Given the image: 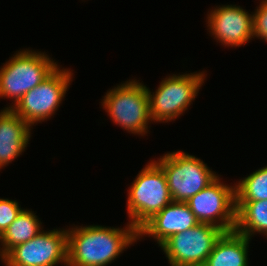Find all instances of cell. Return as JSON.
<instances>
[{
    "label": "cell",
    "mask_w": 267,
    "mask_h": 266,
    "mask_svg": "<svg viewBox=\"0 0 267 266\" xmlns=\"http://www.w3.org/2000/svg\"><path fill=\"white\" fill-rule=\"evenodd\" d=\"M40 218L29 209H22L16 219L8 226L0 236V259H2L12 248L29 241L42 230Z\"/></svg>",
    "instance_id": "9a60e30c"
},
{
    "label": "cell",
    "mask_w": 267,
    "mask_h": 266,
    "mask_svg": "<svg viewBox=\"0 0 267 266\" xmlns=\"http://www.w3.org/2000/svg\"><path fill=\"white\" fill-rule=\"evenodd\" d=\"M67 229L42 230L12 248L1 260L5 266H67Z\"/></svg>",
    "instance_id": "30bf717a"
},
{
    "label": "cell",
    "mask_w": 267,
    "mask_h": 266,
    "mask_svg": "<svg viewBox=\"0 0 267 266\" xmlns=\"http://www.w3.org/2000/svg\"><path fill=\"white\" fill-rule=\"evenodd\" d=\"M124 227L94 224L69 227L67 266H107L112 263L139 240L134 226L128 222Z\"/></svg>",
    "instance_id": "6da1fadb"
},
{
    "label": "cell",
    "mask_w": 267,
    "mask_h": 266,
    "mask_svg": "<svg viewBox=\"0 0 267 266\" xmlns=\"http://www.w3.org/2000/svg\"><path fill=\"white\" fill-rule=\"evenodd\" d=\"M105 94L101 106L113 123L134 135L145 136L149 132L148 125L152 120L146 85L131 79Z\"/></svg>",
    "instance_id": "3957f363"
},
{
    "label": "cell",
    "mask_w": 267,
    "mask_h": 266,
    "mask_svg": "<svg viewBox=\"0 0 267 266\" xmlns=\"http://www.w3.org/2000/svg\"><path fill=\"white\" fill-rule=\"evenodd\" d=\"M236 201H259L267 199V165L235 184Z\"/></svg>",
    "instance_id": "e0dca14e"
},
{
    "label": "cell",
    "mask_w": 267,
    "mask_h": 266,
    "mask_svg": "<svg viewBox=\"0 0 267 266\" xmlns=\"http://www.w3.org/2000/svg\"><path fill=\"white\" fill-rule=\"evenodd\" d=\"M206 22L211 36L225 47H241L253 38V14L241 6H216L208 11Z\"/></svg>",
    "instance_id": "8fae6325"
},
{
    "label": "cell",
    "mask_w": 267,
    "mask_h": 266,
    "mask_svg": "<svg viewBox=\"0 0 267 266\" xmlns=\"http://www.w3.org/2000/svg\"><path fill=\"white\" fill-rule=\"evenodd\" d=\"M224 231L211 224L199 223L193 228L176 233L160 248L170 266H203L216 241Z\"/></svg>",
    "instance_id": "ba28073f"
},
{
    "label": "cell",
    "mask_w": 267,
    "mask_h": 266,
    "mask_svg": "<svg viewBox=\"0 0 267 266\" xmlns=\"http://www.w3.org/2000/svg\"><path fill=\"white\" fill-rule=\"evenodd\" d=\"M61 68L58 65L39 85L25 93L11 108L32 129L35 124L51 119L72 83L73 70Z\"/></svg>",
    "instance_id": "52a82bcc"
},
{
    "label": "cell",
    "mask_w": 267,
    "mask_h": 266,
    "mask_svg": "<svg viewBox=\"0 0 267 266\" xmlns=\"http://www.w3.org/2000/svg\"><path fill=\"white\" fill-rule=\"evenodd\" d=\"M127 191L129 223L137 230L172 202L165 173L154 160L139 171Z\"/></svg>",
    "instance_id": "277c9868"
},
{
    "label": "cell",
    "mask_w": 267,
    "mask_h": 266,
    "mask_svg": "<svg viewBox=\"0 0 267 266\" xmlns=\"http://www.w3.org/2000/svg\"><path fill=\"white\" fill-rule=\"evenodd\" d=\"M31 128L11 108L0 110V169L23 154L30 144Z\"/></svg>",
    "instance_id": "4fadbf2b"
},
{
    "label": "cell",
    "mask_w": 267,
    "mask_h": 266,
    "mask_svg": "<svg viewBox=\"0 0 267 266\" xmlns=\"http://www.w3.org/2000/svg\"><path fill=\"white\" fill-rule=\"evenodd\" d=\"M205 71L166 76L155 92L147 87L152 122H171L188 110L206 79Z\"/></svg>",
    "instance_id": "5b68a950"
},
{
    "label": "cell",
    "mask_w": 267,
    "mask_h": 266,
    "mask_svg": "<svg viewBox=\"0 0 267 266\" xmlns=\"http://www.w3.org/2000/svg\"><path fill=\"white\" fill-rule=\"evenodd\" d=\"M19 205L16 200L0 198V236L23 209Z\"/></svg>",
    "instance_id": "ac0fdd59"
},
{
    "label": "cell",
    "mask_w": 267,
    "mask_h": 266,
    "mask_svg": "<svg viewBox=\"0 0 267 266\" xmlns=\"http://www.w3.org/2000/svg\"><path fill=\"white\" fill-rule=\"evenodd\" d=\"M250 240L235 230L224 232L216 241L203 266H249Z\"/></svg>",
    "instance_id": "5bb4252c"
},
{
    "label": "cell",
    "mask_w": 267,
    "mask_h": 266,
    "mask_svg": "<svg viewBox=\"0 0 267 266\" xmlns=\"http://www.w3.org/2000/svg\"><path fill=\"white\" fill-rule=\"evenodd\" d=\"M253 14V38L267 42V0H261Z\"/></svg>",
    "instance_id": "d6986e66"
},
{
    "label": "cell",
    "mask_w": 267,
    "mask_h": 266,
    "mask_svg": "<svg viewBox=\"0 0 267 266\" xmlns=\"http://www.w3.org/2000/svg\"><path fill=\"white\" fill-rule=\"evenodd\" d=\"M235 231L249 239L256 233L267 238V199L236 201Z\"/></svg>",
    "instance_id": "2e32d148"
},
{
    "label": "cell",
    "mask_w": 267,
    "mask_h": 266,
    "mask_svg": "<svg viewBox=\"0 0 267 266\" xmlns=\"http://www.w3.org/2000/svg\"><path fill=\"white\" fill-rule=\"evenodd\" d=\"M199 224L186 202H171L154 214L138 229V239L152 237L160 246L176 233L186 231Z\"/></svg>",
    "instance_id": "7c38bea8"
},
{
    "label": "cell",
    "mask_w": 267,
    "mask_h": 266,
    "mask_svg": "<svg viewBox=\"0 0 267 266\" xmlns=\"http://www.w3.org/2000/svg\"><path fill=\"white\" fill-rule=\"evenodd\" d=\"M233 185H226L218 176L206 188L186 201L199 223L214 225L224 232L235 230V183Z\"/></svg>",
    "instance_id": "9c48e42d"
},
{
    "label": "cell",
    "mask_w": 267,
    "mask_h": 266,
    "mask_svg": "<svg viewBox=\"0 0 267 266\" xmlns=\"http://www.w3.org/2000/svg\"><path fill=\"white\" fill-rule=\"evenodd\" d=\"M154 161L165 173L173 202H186L219 175L200 158L182 151L164 153Z\"/></svg>",
    "instance_id": "8992f818"
},
{
    "label": "cell",
    "mask_w": 267,
    "mask_h": 266,
    "mask_svg": "<svg viewBox=\"0 0 267 266\" xmlns=\"http://www.w3.org/2000/svg\"><path fill=\"white\" fill-rule=\"evenodd\" d=\"M48 54L23 49L18 51L0 67V98H10L12 108L29 90L39 85L56 67ZM14 103V104H13Z\"/></svg>",
    "instance_id": "7a4b0ae2"
}]
</instances>
